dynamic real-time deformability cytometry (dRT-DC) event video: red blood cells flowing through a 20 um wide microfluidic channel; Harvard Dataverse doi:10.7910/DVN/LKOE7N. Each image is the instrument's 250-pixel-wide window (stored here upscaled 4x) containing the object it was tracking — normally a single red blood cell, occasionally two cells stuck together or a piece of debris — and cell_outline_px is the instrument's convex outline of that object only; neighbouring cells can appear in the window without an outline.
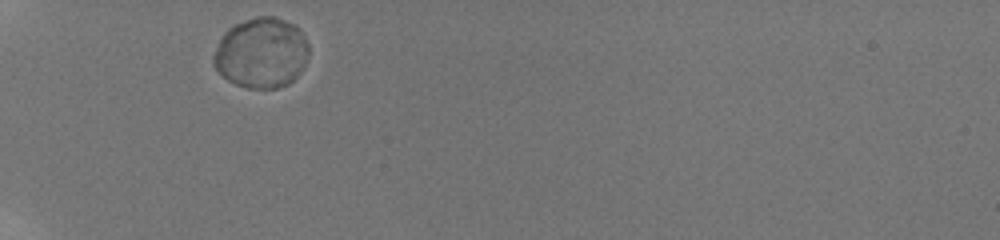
{"species": "human", "species_latin": "Homo sapiens", "temperature_condition": "room temperature", "stored_images_in_passage": 37, "camera_frame_rate_fps": 3000, "um_per_image_px": 0.085, "donor": {"sex": "male"}, "frame": {"image": 1, "passage_image": 1, "time_ms": 0.0, "image_size_px": [1000, 240], "cell_outline_px": [[308, 52], [304, 68], [288, 84], [276, 88], [248, 88], [236, 84], [228, 80], [216, 68], [212, 60], [212, 56], [220, 36], [228, 28], [236, 24], [256, 16], [276, 16], [300, 28], [308, 44]], "centroid_in_image_um": [22.21, 4.48], "position_along_channel_um": 62.8, "area_um2": 39.13}}
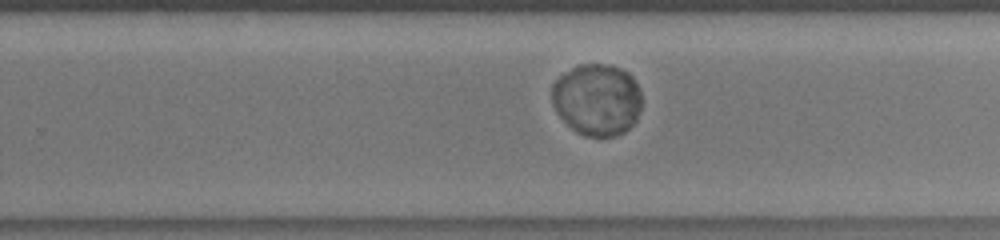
{"frame": {"image": 2, "passage_image": 20, "time_ms": 6.333, "image_size_px": [1000, 240], "cell_outline_px": [[640, 112], [636, 120], [624, 132], [616, 136], [584, 136], [576, 132], [556, 112], [552, 104], [552, 84], [564, 72], [580, 64], [608, 64], [620, 68], [628, 72], [632, 76], [640, 92]], "centroid_in_image_um": [50.74, 8.46], "position_along_channel_um": 279.1, "area_um2": 37.63}}
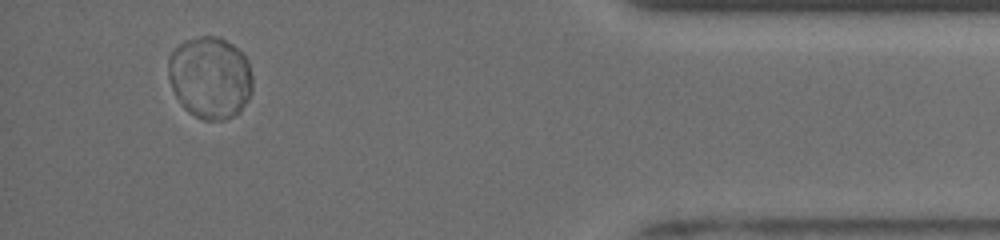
{"frame": {"image": 3, "passage_image": 34, "time_ms": 11.0, "image_size_px": [1000, 240], "cell_outline_px": [[252, 92], [248, 100], [240, 112], [224, 120], [204, 120], [188, 112], [180, 104], [172, 88], [168, 76], [168, 56], [172, 48], [184, 40], [200, 36], [220, 36], [232, 44], [248, 60], [252, 76]], "centroid_in_image_um": [17.84, 6.58], "position_along_channel_um": 417.4, "area_um2": 40.86}, "authors_computed_cell_mechanics": {"area_um2": 39.1306, "velocity_mm_per_s": 3.7349, "shape_relaxation_time_tau1_ms": 2.0188, "shape_relaxation_time_tau2_ms": null, "deformation_change_tau1": 0.0255, "deformation_change_tau2": null}}